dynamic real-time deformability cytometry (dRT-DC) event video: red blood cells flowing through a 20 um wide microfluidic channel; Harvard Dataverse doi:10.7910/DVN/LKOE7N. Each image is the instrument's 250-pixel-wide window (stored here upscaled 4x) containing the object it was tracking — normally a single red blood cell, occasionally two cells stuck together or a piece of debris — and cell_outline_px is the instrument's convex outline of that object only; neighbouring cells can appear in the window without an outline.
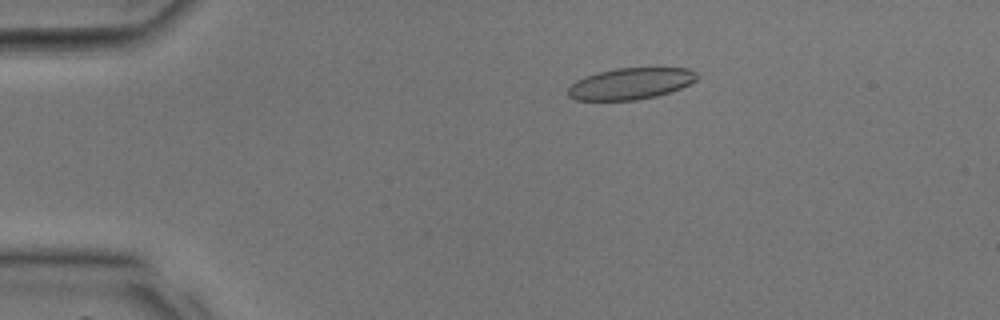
{"species": "common noctule bat (a hibernating species)", "species_latin": "Nyctalus noctula", "temperature_condition": "room temperature", "stored_images_in_passage": 33, "camera_frame_rate_fps": 3000, "um_per_image_px": 0.085, "animal": {"sex": "male", "body_mass_g": 17.9, "forearm_length_mm": 54.2}, "frame": {"image": 1, "passage_image": 3, "time_ms": 0.667, "image_size_px": [1000, 320], "cell_outline_px": [[700, 76], [696, 80], [680, 88], [656, 96], [636, 100], [576, 100], [568, 96], [568, 88], [576, 80], [584, 76], [616, 68], [688, 68], [696, 72]], "centroid_in_image_um": [53.6, 7.1], "position_along_channel_um": 31.4, "area_um2": 23.52}}
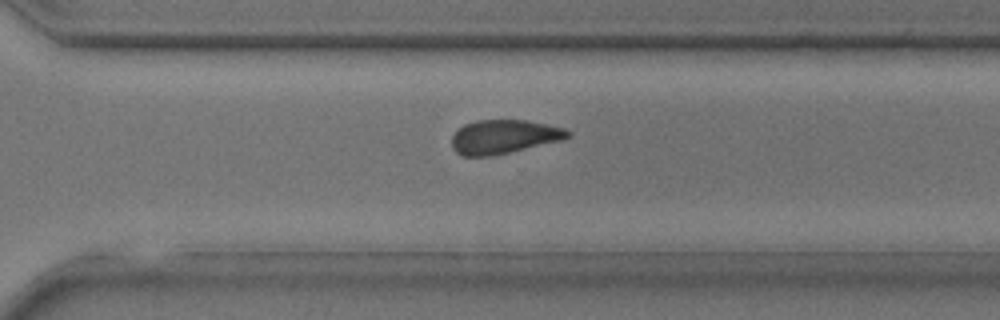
{"frame": {"image": 2, "passage_image": 22, "time_ms": 7.0, "image_size_px": [1000, 320], "cell_outline_px": [[572, 132], [568, 136], [560, 140], [492, 156], [464, 156], [456, 152], [452, 148], [452, 136], [464, 124], [476, 120], [524, 120], [564, 128]], "centroid_in_image_um": [42.78, 11.62], "position_along_channel_um": 327.8, "area_um2": 22.54}}
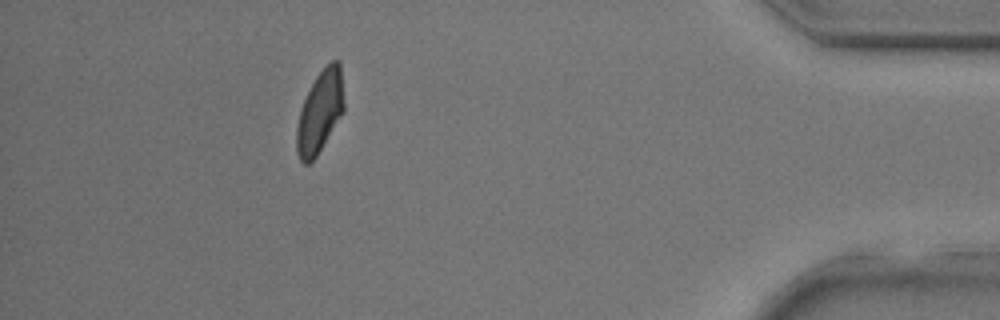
{"frame": {"image": 3, "passage_image": 29, "time_ms": 9.333, "image_size_px": [1000, 320], "cell_outline_px": [[344, 112], [316, 156], [308, 164], [304, 164], [300, 160], [296, 152], [296, 128], [300, 108], [316, 76], [332, 60], [340, 60], [344, 104]], "centroid_in_image_um": [27.19, 9.52], "position_along_channel_um": 408.0, "area_um2": 22.54}}